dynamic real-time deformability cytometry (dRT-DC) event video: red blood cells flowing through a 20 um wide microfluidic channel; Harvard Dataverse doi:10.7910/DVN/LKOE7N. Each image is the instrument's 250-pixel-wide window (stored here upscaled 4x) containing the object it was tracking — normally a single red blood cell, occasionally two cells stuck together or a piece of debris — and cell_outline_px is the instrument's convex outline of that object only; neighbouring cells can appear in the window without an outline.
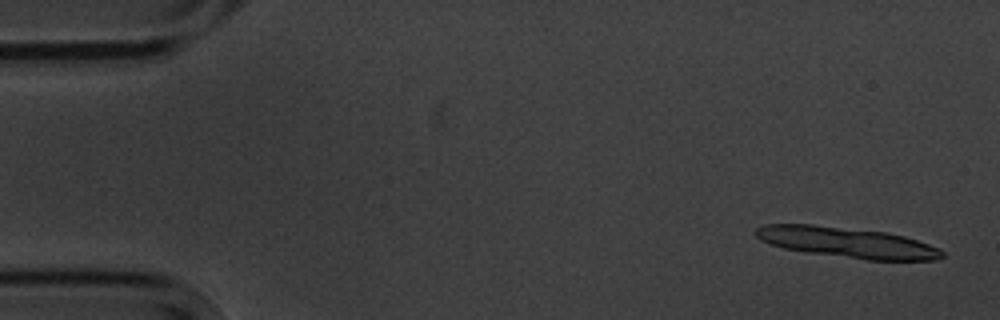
{"species": "common noctule bat (a hibernating species)", "species_latin": "Nyctalus noctula", "temperature_condition": "cold", "stored_images_in_passage": 6, "camera_frame_rate_fps": 3000, "um_per_image_px": 0.085, "animal": {"sex": "male", "body_mass_g": 20.1, "forearm_length_mm": 53.5}, "frame": {"image": 1, "passage_image": 1, "time_ms": 0.0, "image_size_px": [1000, 320], "cell_outline_px": [[944, 256], [940, 260], [868, 260], [808, 252], [784, 248], [760, 240], [756, 236], [756, 228], [764, 224], [812, 224], [884, 232], [904, 236], [940, 248], [944, 252]], "centroid_in_image_um": [72.03, 20.61], "position_along_channel_um": 13.0, "area_um2": 32.89}}
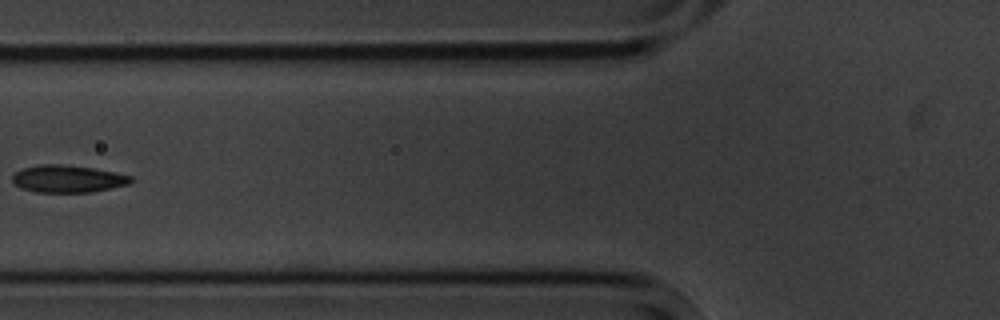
{"frame": {"image": 2, "passage_image": 6, "time_ms": 6.667, "image_size_px": [1000, 320], "cell_outline_px": [[132, 180], [128, 184], [92, 192], [36, 192], [20, 188], [12, 180], [12, 176], [16, 172], [24, 168], [44, 164], [60, 164], [92, 168], [116, 172], [132, 176]], "centroid_in_image_um": [5.76, 15.2], "position_along_channel_um": 120.0, "area_um2": 18.67}}